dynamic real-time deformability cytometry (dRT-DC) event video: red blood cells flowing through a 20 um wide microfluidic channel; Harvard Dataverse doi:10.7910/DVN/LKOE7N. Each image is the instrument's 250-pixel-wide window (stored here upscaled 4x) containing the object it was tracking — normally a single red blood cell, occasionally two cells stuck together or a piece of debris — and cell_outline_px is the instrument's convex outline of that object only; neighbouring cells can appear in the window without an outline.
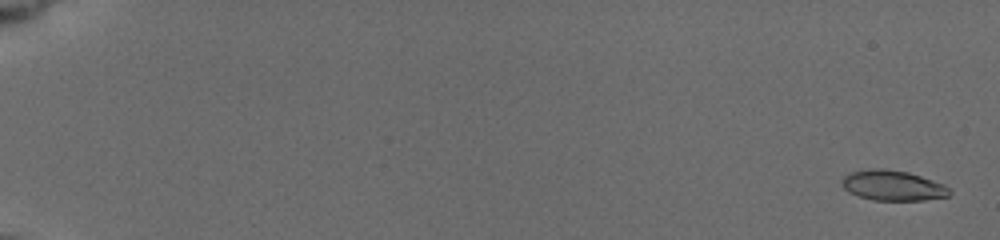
{"species": "common noctule bat (a hibernating species)", "species_latin": "Nyctalus noctula", "temperature_condition": "cold", "stored_images_in_passage": 9, "camera_frame_rate_fps": 3000, "um_per_image_px": 0.085, "animal": {"sex": "female", "body_mass_g": 19.5, "forearm_length_mm": 54.1}, "frame": {"image": 1, "passage_image": 1, "time_ms": 0.0, "image_size_px": [1000, 240], "cell_outline_px": [[952, 192], [948, 196], [924, 200], [872, 200], [848, 192], [840, 184], [840, 180], [844, 176], [852, 172], [872, 168], [884, 168], [908, 172], [944, 184]], "centroid_in_image_um": [75.86, 15.76], "position_along_channel_um": 9.1, "area_um2": 18.96}}
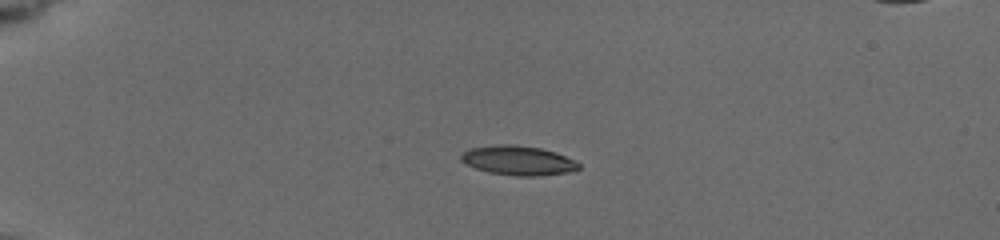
{"frame": {"image": 2, "passage_image": 6, "time_ms": 4.667, "image_size_px": [1000, 240], "cell_outline_px": [[580, 168], [568, 172], [536, 176], [516, 176], [488, 172], [476, 168], [460, 160], [460, 156], [464, 152], [472, 148], [496, 144], [516, 144], [540, 148], [556, 152], [576, 160], [580, 164]], "centroid_in_image_um": [44.07, 13.63], "position_along_channel_um": 40.9, "area_um2": 20.17}}
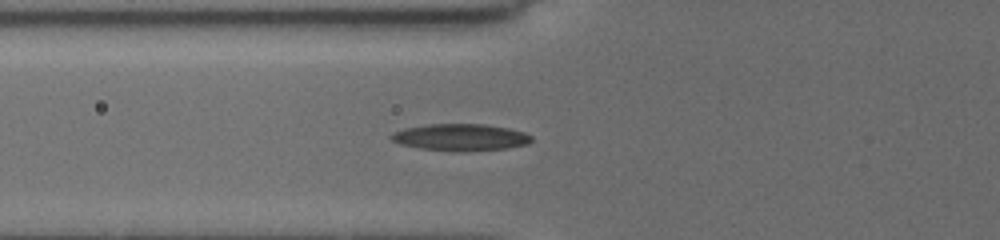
{"frame": {"image": 3, "passage_image": 9, "time_ms": 7.333, "image_size_px": [1000, 240], "cell_outline_px": [[532, 140], [528, 144], [508, 148], [460, 152], [420, 148], [400, 144], [392, 140], [388, 136], [392, 132], [404, 128], [428, 124], [484, 124], [508, 128], [524, 132], [532, 136]], "centroid_in_image_um": [39.13, 11.67], "position_along_channel_um": 86.7, "area_um2": 22.08}}